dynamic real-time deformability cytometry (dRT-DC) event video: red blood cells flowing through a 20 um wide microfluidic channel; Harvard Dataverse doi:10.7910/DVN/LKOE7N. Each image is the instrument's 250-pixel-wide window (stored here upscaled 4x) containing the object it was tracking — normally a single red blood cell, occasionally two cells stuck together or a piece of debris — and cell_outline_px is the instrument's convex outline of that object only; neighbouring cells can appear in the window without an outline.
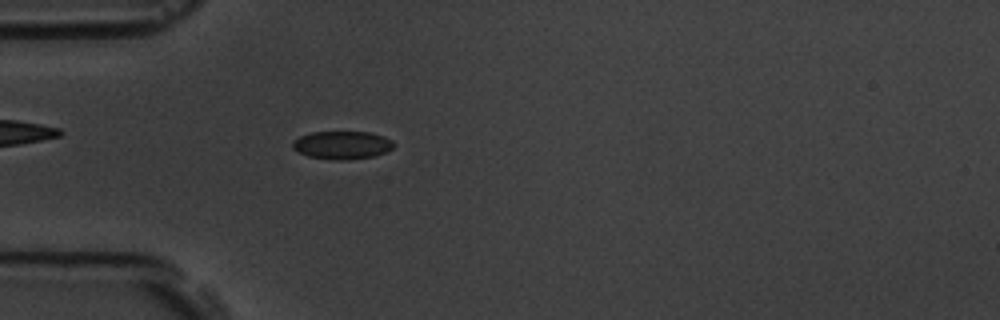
{"species": "common noctule bat (a hibernating species)", "species_latin": "Nyctalus noctula", "temperature_condition": "room temperature", "stored_images_in_passage": 55, "camera_frame_rate_fps": 3000, "um_per_image_px": 0.085, "animal": {"sex": "male", "body_mass_g": 19.5, "forearm_length_mm": 54.6}, "frame": {"image": 1, "passage_image": 16, "time_ms": 5.0, "image_size_px": [1000, 320], "cell_outline_px": [[392, 148], [376, 156], [348, 160], [336, 160], [308, 156], [292, 148], [292, 140], [300, 136], [312, 132], [368, 132], [384, 136], [392, 140]], "centroid_in_image_um": [29.06, 12.33], "position_along_channel_um": 55.9, "area_um2": 16.47}}
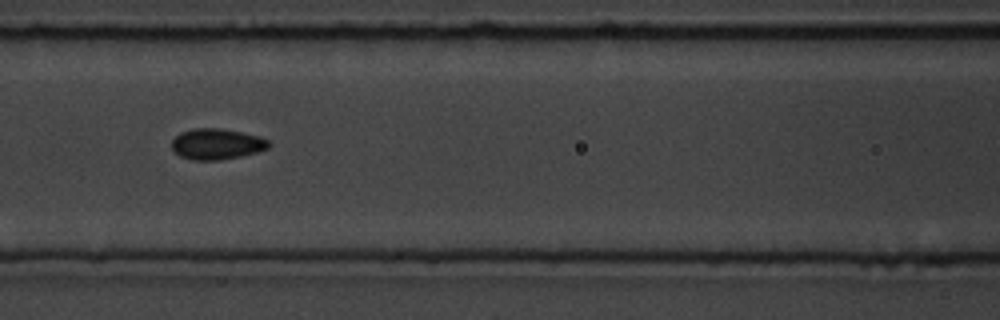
{"frame": {"image": 2, "passage_image": 24, "time_ms": 7.667, "image_size_px": [1000, 320], "cell_outline_px": [[272, 144], [268, 148], [256, 152], [240, 156], [220, 160], [192, 160], [180, 156], [172, 148], [172, 140], [180, 132], [192, 128], [220, 128], [260, 136], [268, 140]], "centroid_in_image_um": [18.42, 12.24], "position_along_channel_um": 148.2, "area_um2": 17.46}}
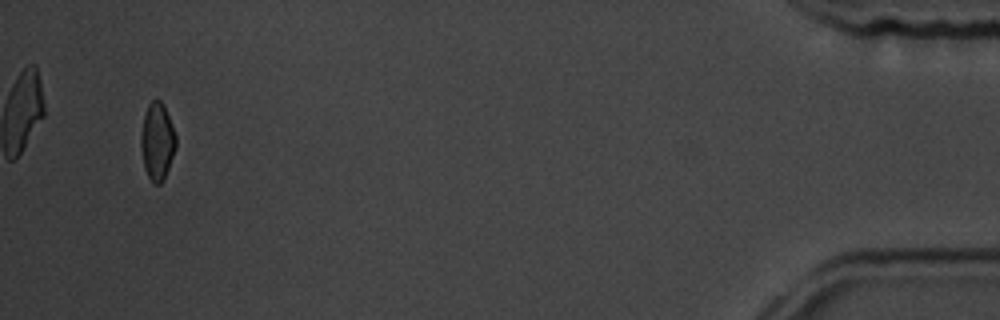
{"frame": {"image": 3, "passage_image": 53, "time_ms": 17.333, "image_size_px": [1000, 320], "cell_outline_px": [[176, 148], [164, 180], [160, 184], [152, 184], [144, 168], [140, 148], [140, 140], [144, 116], [148, 104], [152, 100], [160, 100], [164, 104], [176, 136]], "centroid_in_image_um": [13.36, 12.05], "position_along_channel_um": 421.8, "area_um2": 15.9}, "authors_computed_cell_mechanics": {"area_um2": 16.6464, "velocity_mm_per_s": 3.6705, "shape_relaxation_time_tau1_ms": 2.9393, "shape_relaxation_time_tau2_ms": 2.6148, "deformation_change_tau1": 0.0672, "deformation_change_tau2": 0.0674}}